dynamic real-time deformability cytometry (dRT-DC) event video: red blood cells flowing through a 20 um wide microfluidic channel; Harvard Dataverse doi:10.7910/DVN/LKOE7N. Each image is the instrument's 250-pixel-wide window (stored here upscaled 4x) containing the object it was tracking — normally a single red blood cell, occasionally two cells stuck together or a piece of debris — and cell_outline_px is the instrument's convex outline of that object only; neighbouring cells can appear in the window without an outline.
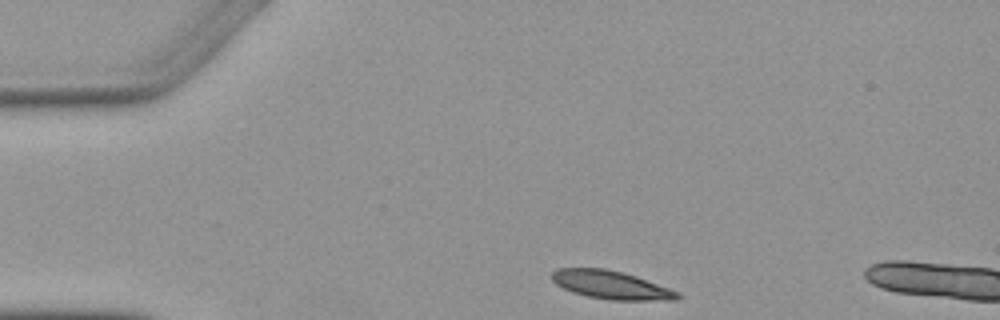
{"species": "Egyptian fruit bat (a non-hibernating species)", "species_latin": "Rousettus aegyptiacus", "temperature_condition": "warm", "stored_images_in_passage": 2, "camera_frame_rate_fps": 3000, "um_per_image_px": 0.085, "animal": {"sex": "female"}, "frame": {"image": 1, "passage_image": 1, "time_ms": 0.0, "image_size_px": [1000, 320], "cell_outline_px": [[684, 296], [680, 300], [612, 300], [588, 296], [572, 292], [556, 284], [552, 280], [552, 272], [556, 268], [604, 268], [624, 272], [636, 276], [680, 292]], "centroid_in_image_um": [51.99, 24.22], "position_along_channel_um": 33.0, "area_um2": 20.81}}